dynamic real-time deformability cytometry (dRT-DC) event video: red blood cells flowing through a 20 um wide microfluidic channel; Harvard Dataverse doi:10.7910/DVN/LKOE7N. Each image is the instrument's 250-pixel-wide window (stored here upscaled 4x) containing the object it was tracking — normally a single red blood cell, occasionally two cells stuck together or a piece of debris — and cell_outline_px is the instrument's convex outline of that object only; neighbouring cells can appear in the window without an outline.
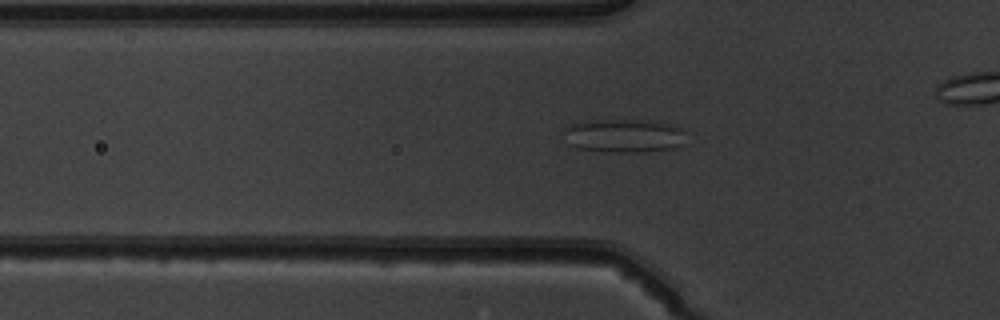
{"species": "common noctule bat (a hibernating species)", "species_latin": "Nyctalus noctula", "temperature_condition": "warm", "stored_images_in_passage": 41, "segment_of_instrument_passage": [1, 2], "camera_frame_rate_fps": 3000, "um_per_image_px": 0.085, "animal": {"sex": "male", "body_mass_g": 19.5, "forearm_length_mm": 54.6}, "frame": {"image": 1, "passage_image": 17, "time_ms": 5.333, "image_size_px": [1000, 320], "cell_outline_px": [[684, 144], [672, 148], [636, 152], [616, 152], [576, 148], [568, 144], [564, 128], [572, 124], [596, 120], [648, 120], [680, 128], [684, 132]], "centroid_in_image_um": [53.02, 11.54], "position_along_channel_um": 72.8, "area_um2": 23.41}}
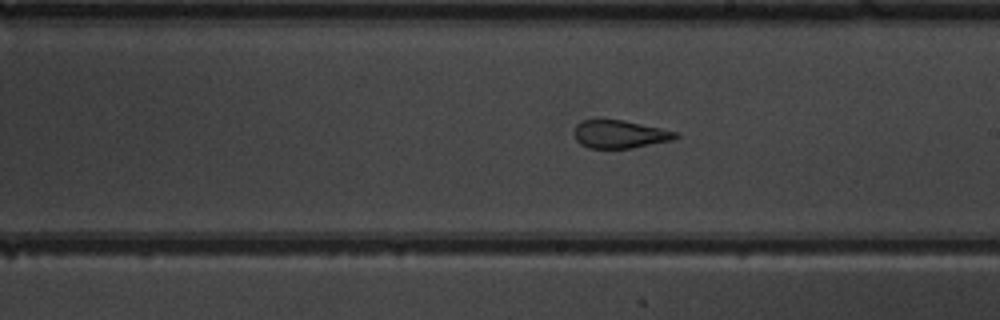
{"frame": {"image": 2, "passage_image": 29, "time_ms": 9.333, "image_size_px": [1000, 320], "cell_outline_px": [[680, 136], [672, 140], [632, 148], [588, 148], [580, 144], [576, 140], [572, 132], [576, 124], [580, 120], [624, 120], [680, 132]], "centroid_in_image_um": [52.67, 11.4], "position_along_channel_um": 236.3, "area_um2": 16.76}}
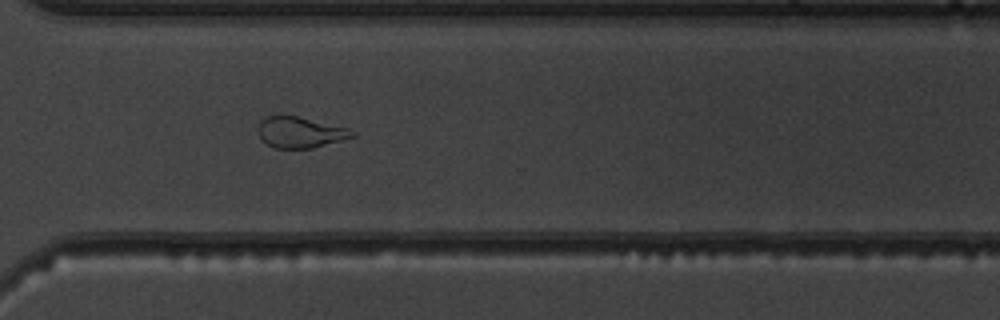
{"frame": {"image": 3, "passage_image": 37, "time_ms": 12.0, "image_size_px": [1000, 320], "cell_outline_px": [[356, 136], [312, 148], [276, 148], [268, 144], [260, 136], [256, 128], [260, 120], [268, 116], [296, 116], [348, 128], [356, 132]], "centroid_in_image_um": [25.51, 11.25], "position_along_channel_um": 345.1, "area_um2": 16.76}}